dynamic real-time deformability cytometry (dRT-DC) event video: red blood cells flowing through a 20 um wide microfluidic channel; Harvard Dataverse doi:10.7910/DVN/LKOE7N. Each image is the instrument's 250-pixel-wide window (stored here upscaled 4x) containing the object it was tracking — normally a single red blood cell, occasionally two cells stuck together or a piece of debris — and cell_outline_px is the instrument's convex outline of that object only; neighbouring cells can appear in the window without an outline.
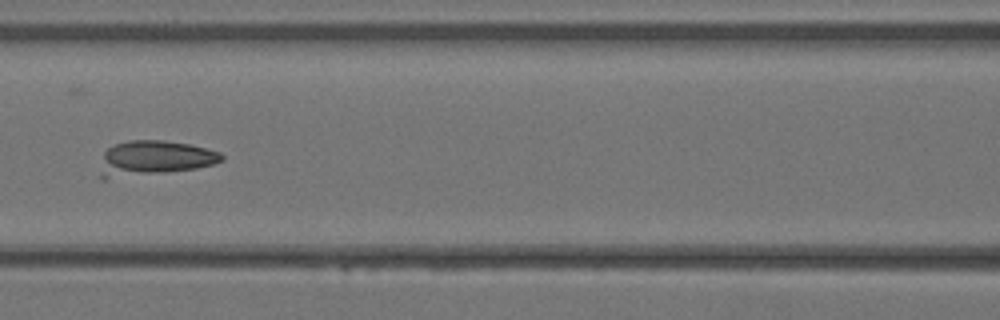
{"species": "Egyptian fruit bat (a non-hibernating species)", "species_latin": "Rousettus aegyptiacus", "temperature_condition": "warm", "stored_images_in_passage": 35, "camera_frame_rate_fps": 3000, "um_per_image_px": 0.085, "animal": {"sex": "female"}, "frame": {"image": 1, "passage_image": 16, "time_ms": 5.0, "image_size_px": [1000, 320], "cell_outline_px": [[224, 160], [212, 164], [196, 168], [164, 172], [140, 172], [108, 168], [104, 156], [104, 152], [108, 148], [116, 144], [128, 140], [164, 140], [188, 144], [220, 152], [224, 156]], "centroid_in_image_um": [13.49, 13.28], "position_along_channel_um": 153.1, "area_um2": 21.56}}
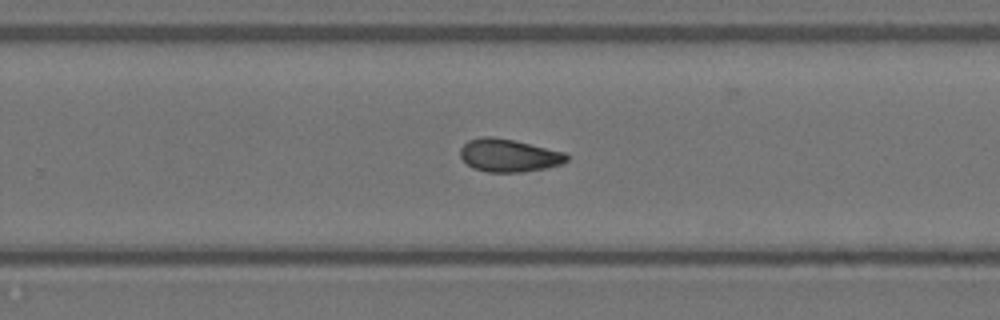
{"frame": {"image": 2, "passage_image": 23, "time_ms": 7.333, "image_size_px": [1000, 320], "cell_outline_px": [[568, 160], [560, 164], [548, 168], [520, 172], [488, 172], [472, 168], [460, 156], [460, 148], [468, 140], [484, 136], [492, 136], [516, 140], [564, 152], [568, 156]], "centroid_in_image_um": [43.24, 13.2], "position_along_channel_um": 286.6, "area_um2": 20.46}}
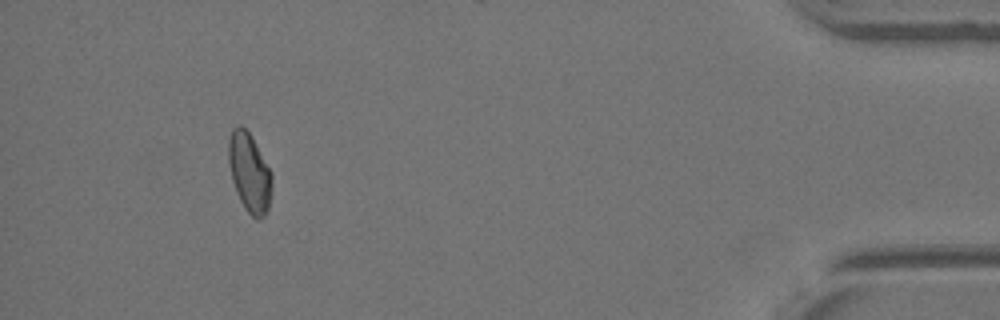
{"frame": {"image": 3, "passage_image": 33, "time_ms": 10.667, "image_size_px": [1000, 320], "cell_outline_px": [[272, 188], [268, 212], [260, 220], [256, 220], [244, 208], [236, 192], [232, 180], [228, 164], [228, 140], [232, 128], [240, 124], [248, 132], [272, 172]], "centroid_in_image_um": [21.2, 14.71], "position_along_channel_um": 414.0, "area_um2": 20.17}}